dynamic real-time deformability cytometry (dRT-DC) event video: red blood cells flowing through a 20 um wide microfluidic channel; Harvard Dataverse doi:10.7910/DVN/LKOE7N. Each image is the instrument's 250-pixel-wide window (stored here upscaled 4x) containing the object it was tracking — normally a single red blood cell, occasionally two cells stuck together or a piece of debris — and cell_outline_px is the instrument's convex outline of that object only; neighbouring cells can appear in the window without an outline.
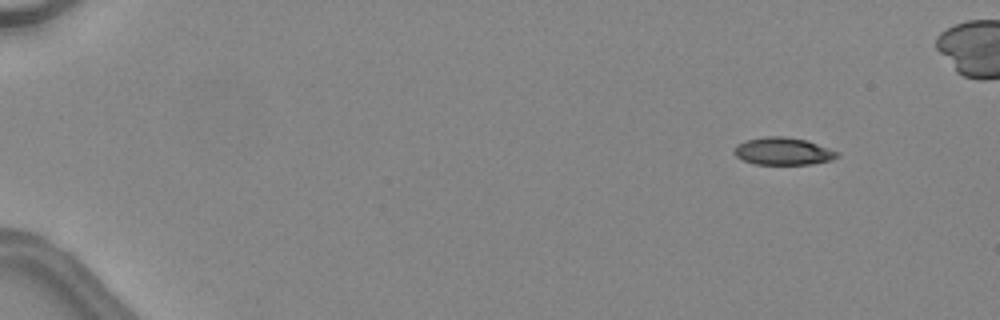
{"species": "common noctule bat (a hibernating species)", "species_latin": "Nyctalus noctula", "temperature_condition": "warm", "stored_images_in_passage": 45, "camera_frame_rate_fps": 3000, "um_per_image_px": 0.085, "animal": {"sex": "female", "body_mass_g": 24.6, "forearm_length_mm": 56.2}, "frame": {"image": 1, "passage_image": 4, "time_ms": 1.0, "image_size_px": [1000, 320], "cell_outline_px": [[840, 152], [832, 160], [812, 164], [756, 164], [744, 160], [736, 156], [732, 152], [736, 144], [744, 140], [764, 136], [784, 136], [808, 140]], "centroid_in_image_um": [66.54, 12.84], "position_along_channel_um": 18.5, "area_um2": 16.65}}
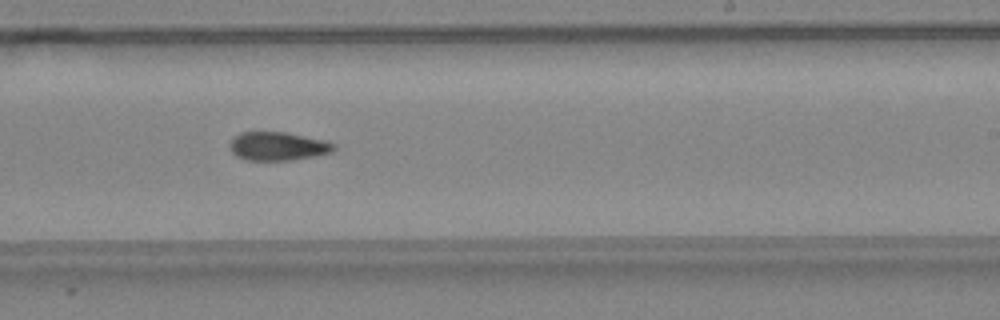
{"frame": {"image": 2, "passage_image": 30, "time_ms": 9.667, "image_size_px": [1000, 320], "cell_outline_px": [[336, 148], [332, 152], [292, 160], [244, 160], [236, 156], [228, 148], [228, 144], [240, 132], [284, 132], [324, 140], [336, 144]], "centroid_in_image_um": [23.59, 12.43], "position_along_channel_um": 265.4, "area_um2": 17.28}}
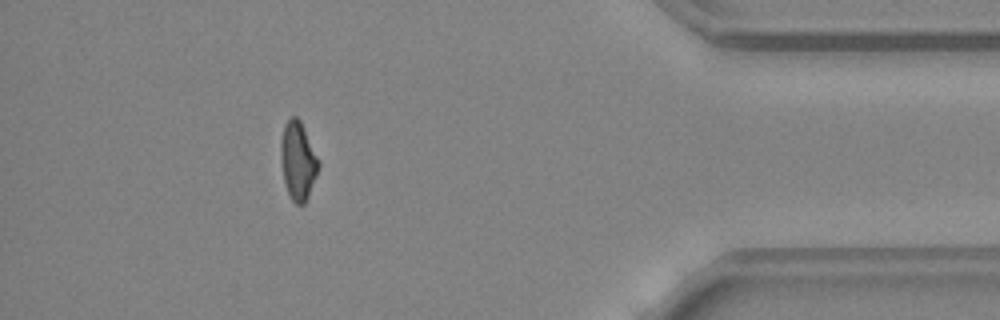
{"frame": {"image": 3, "passage_image": 42, "time_ms": 13.667, "image_size_px": [1000, 320], "cell_outline_px": [[320, 164], [316, 176], [308, 196], [304, 204], [296, 204], [292, 200], [288, 192], [284, 180], [280, 160], [280, 140], [284, 124], [292, 116], [296, 116], [300, 120], [320, 160]], "centroid_in_image_um": [25.32, 13.64], "position_along_channel_um": 409.9, "area_um2": 17.28}}